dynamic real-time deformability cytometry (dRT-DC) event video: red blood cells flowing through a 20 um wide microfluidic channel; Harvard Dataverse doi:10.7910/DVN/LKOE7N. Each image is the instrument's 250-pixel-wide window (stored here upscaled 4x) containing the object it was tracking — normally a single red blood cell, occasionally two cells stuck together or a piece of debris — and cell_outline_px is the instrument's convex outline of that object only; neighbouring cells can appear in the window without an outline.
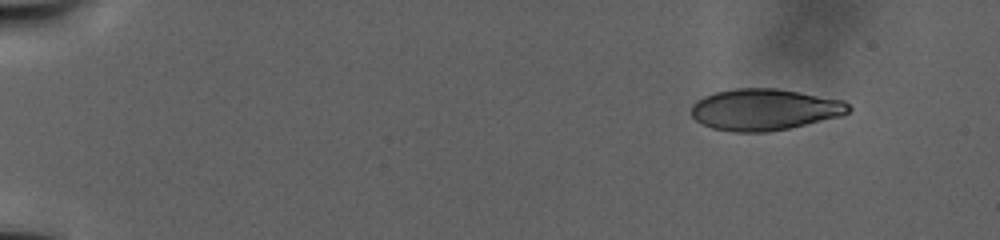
{"species": "human", "species_latin": "Homo sapiens", "temperature_condition": "warm", "stored_images_in_passage": 90, "camera_frame_rate_fps": 3000, "um_per_image_px": 0.085, "donor": {"sex": "male"}, "frame": {"image": 1, "passage_image": 1, "time_ms": 0.0, "image_size_px": [1000, 240], "cell_outline_px": [[852, 108], [844, 116], [788, 128], [768, 132], [732, 132], [712, 128], [696, 120], [692, 116], [692, 104], [696, 100], [704, 96], [716, 92], [736, 88], [776, 88], [800, 92], [844, 100]], "centroid_in_image_um": [65.01, 9.31], "position_along_channel_um": 20.0, "area_um2": 38.15}}
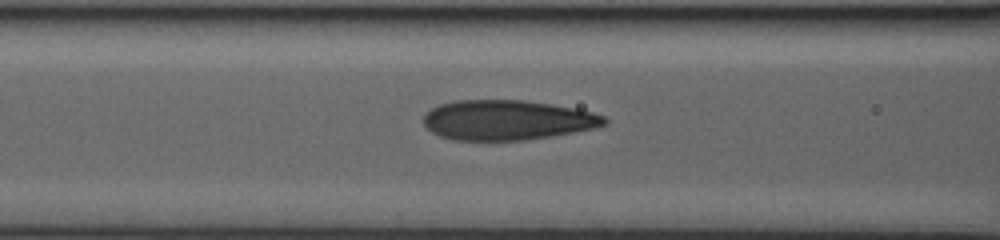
{"frame": {"image": 2, "passage_image": 38, "time_ms": 14.0, "image_size_px": [1000, 240], "cell_outline_px": [[608, 120], [604, 124], [596, 128], [552, 136], [524, 140], [452, 140], [440, 136], [432, 132], [424, 124], [424, 112], [440, 104], [456, 100], [524, 100], [552, 104], [576, 108], [592, 112], [604, 116]], "centroid_in_image_um": [43.11, 10.2], "position_along_channel_um": 123.5, "area_um2": 42.19}}
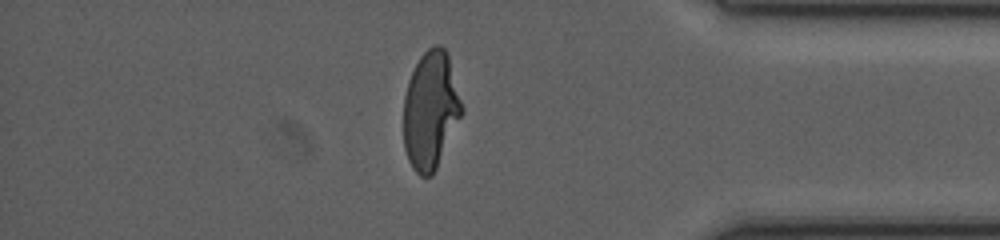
{"frame": {"image": 3, "passage_image": 76, "time_ms": 30.667, "image_size_px": [1000, 240], "cell_outline_px": [[464, 112], [432, 176], [420, 176], [412, 168], [408, 160], [404, 148], [404, 96], [408, 80], [420, 56], [432, 44], [440, 44], [448, 52], [464, 108]], "centroid_in_image_um": [36.62, 9.34], "position_along_channel_um": 398.6, "area_um2": 40.34}}